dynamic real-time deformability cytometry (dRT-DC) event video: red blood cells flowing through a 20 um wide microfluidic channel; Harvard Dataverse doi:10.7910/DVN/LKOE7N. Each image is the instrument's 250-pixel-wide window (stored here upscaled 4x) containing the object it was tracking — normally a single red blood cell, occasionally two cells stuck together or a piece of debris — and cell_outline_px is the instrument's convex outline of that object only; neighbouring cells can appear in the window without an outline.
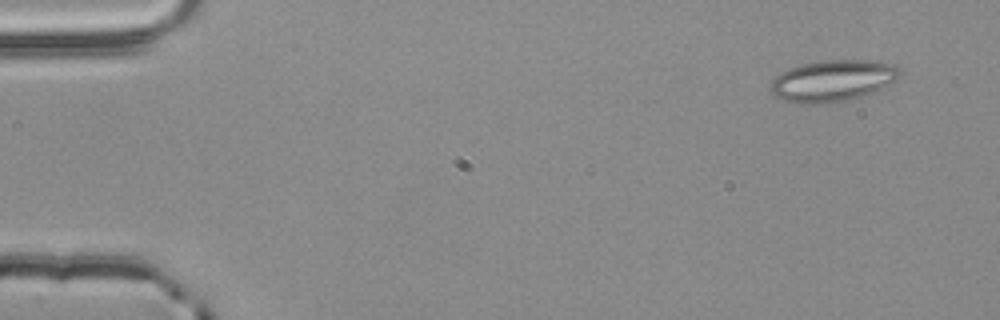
{"species": "common noctule bat (a hibernating species)", "species_latin": "Nyctalus noctula", "temperature_condition": "room temperature", "stored_images_in_passage": 3, "camera_frame_rate_fps": 3000, "um_per_image_px": 0.085, "animal": {"sex": "male", "body_mass_g": 20.4}, "frame": {"image": 1, "passage_image": 1, "time_ms": 0.0, "image_size_px": [1000, 320], "cell_outline_px": [[904, 72], [896, 80], [876, 92], [864, 96], [848, 100], [820, 104], [800, 104], [784, 100], [768, 92], [768, 84], [780, 72], [788, 68], [800, 64], [824, 60], [876, 60], [896, 64]], "centroid_in_image_um": [70.8, 6.86], "position_along_channel_um": 14.2, "area_um2": 32.14}}